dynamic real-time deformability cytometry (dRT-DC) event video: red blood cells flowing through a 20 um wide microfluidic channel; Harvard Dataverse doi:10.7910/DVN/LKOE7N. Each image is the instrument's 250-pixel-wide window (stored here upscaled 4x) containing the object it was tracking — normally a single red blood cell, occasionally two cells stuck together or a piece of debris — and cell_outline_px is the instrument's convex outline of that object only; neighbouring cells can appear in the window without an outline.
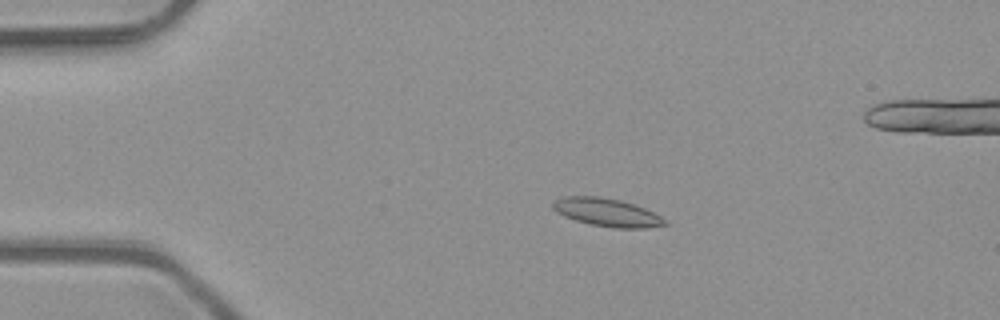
{"species": "common noctule bat (a hibernating species)", "species_latin": "Nyctalus noctula", "temperature_condition": "room temperature", "stored_images_in_passage": 40, "camera_frame_rate_fps": 3000, "um_per_image_px": 0.085, "animal": {"sex": "male", "body_mass_g": 23.1, "forearm_length_mm": 52.7}, "frame": {"image": 1, "passage_image": 3, "time_ms": 0.667, "image_size_px": [1000, 320], "cell_outline_px": [[668, 224], [644, 228], [612, 228], [592, 224], [576, 220], [564, 216], [556, 212], [552, 208], [552, 204], [556, 200], [564, 196], [596, 196], [620, 200], [644, 208], [668, 220]], "centroid_in_image_um": [51.58, 18.05], "position_along_channel_um": 33.4, "area_um2": 18.15}}
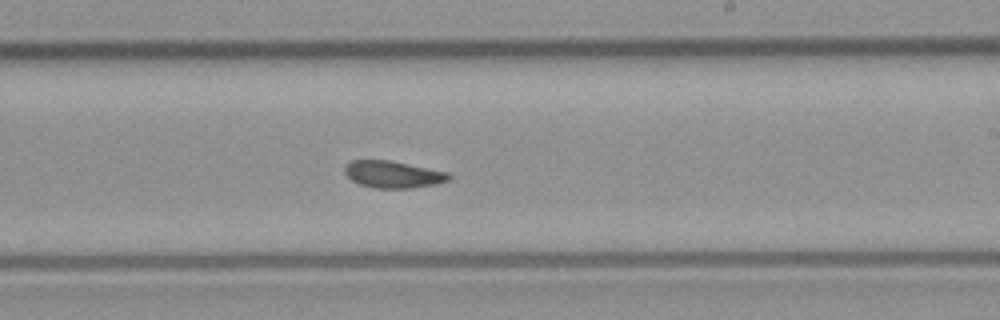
{"frame": {"image": 2, "passage_image": 23, "time_ms": 7.333, "image_size_px": [1000, 320], "cell_outline_px": [[452, 176], [448, 180], [436, 184], [412, 188], [376, 188], [360, 184], [352, 180], [344, 172], [344, 168], [352, 160], [388, 160], [448, 172]], "centroid_in_image_um": [33.42, 14.83], "position_along_channel_um": 255.6, "area_um2": 16.18}}
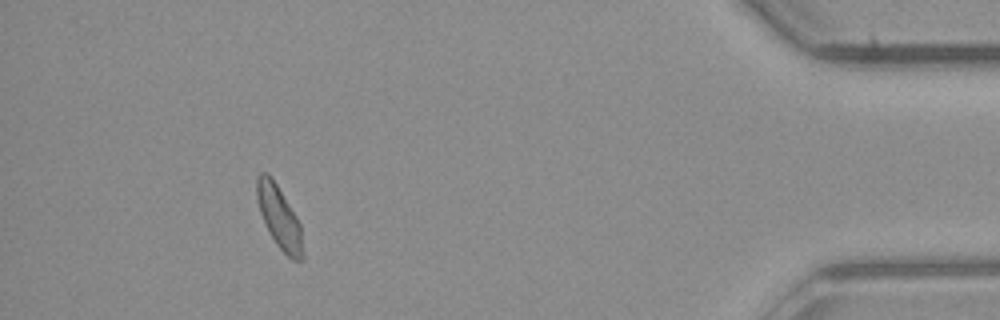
{"frame": {"image": 3, "passage_image": 39, "time_ms": 12.667, "image_size_px": [1000, 320], "cell_outline_px": [[304, 260], [292, 260], [276, 244], [260, 212], [256, 196], [256, 176], [260, 172], [264, 172], [276, 184], [296, 216], [300, 224], [304, 256]], "centroid_in_image_um": [23.74, 18.49], "position_along_channel_um": 411.5, "area_um2": 16.3}}